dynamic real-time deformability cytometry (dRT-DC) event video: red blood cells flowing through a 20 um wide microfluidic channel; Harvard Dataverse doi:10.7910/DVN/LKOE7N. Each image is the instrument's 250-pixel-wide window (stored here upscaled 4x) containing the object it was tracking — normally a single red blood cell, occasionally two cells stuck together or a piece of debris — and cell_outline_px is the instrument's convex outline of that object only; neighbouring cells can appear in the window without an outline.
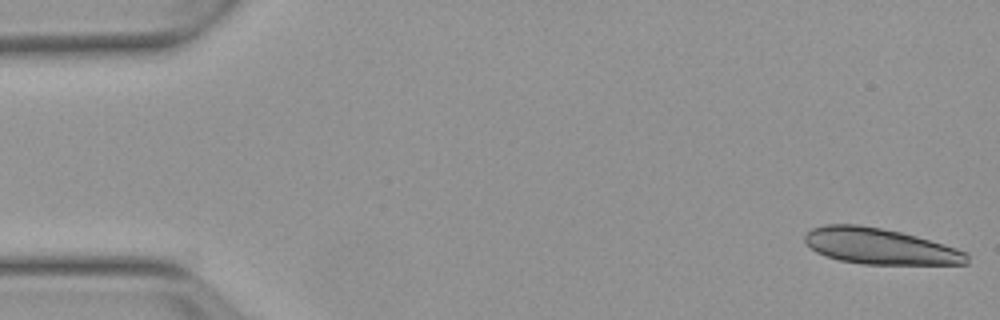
{"species": "Egyptian fruit bat (a non-hibernating species)", "species_latin": "Rousettus aegyptiacus", "temperature_condition": "warm", "stored_images_in_passage": 12, "camera_frame_rate_fps": 3000, "um_per_image_px": 0.085, "animal": {"sex": "female"}, "frame": {"image": 1, "passage_image": 1, "time_ms": 0.0, "image_size_px": [1000, 320], "cell_outline_px": [[968, 264], [864, 264], [840, 260], [824, 256], [816, 252], [804, 240], [804, 236], [812, 228], [824, 224], [856, 224], [880, 228], [900, 232], [916, 236], [956, 248], [968, 252]], "centroid_in_image_um": [74.78, 20.93], "position_along_channel_um": 10.2, "area_um2": 33.76}}